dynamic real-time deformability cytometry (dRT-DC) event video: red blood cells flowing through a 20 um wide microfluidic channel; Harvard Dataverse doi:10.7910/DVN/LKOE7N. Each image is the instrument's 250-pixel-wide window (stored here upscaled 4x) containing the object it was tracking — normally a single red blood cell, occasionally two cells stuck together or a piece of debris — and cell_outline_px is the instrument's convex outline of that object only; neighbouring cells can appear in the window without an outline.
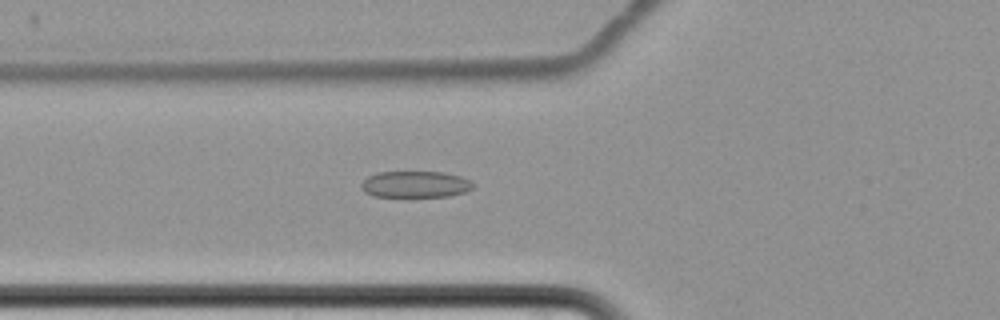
{"species": "common noctule bat (a hibernating species)", "species_latin": "Nyctalus noctula", "temperature_condition": "cold", "stored_images_in_passage": 8, "camera_frame_rate_fps": 3000, "um_per_image_px": 0.085, "animal": {"sex": "female", "body_mass_g": 22.7, "forearm_length_mm": 54.2}, "frame": {"image": 1, "passage_image": 8, "time_ms": 8.333, "image_size_px": [1000, 320], "cell_outline_px": [[472, 188], [464, 192], [448, 196], [376, 196], [364, 192], [360, 188], [360, 184], [368, 176], [376, 172], [444, 172], [460, 176], [472, 180]], "centroid_in_image_um": [35.28, 15.65], "position_along_channel_um": 90.5, "area_um2": 17.17}}